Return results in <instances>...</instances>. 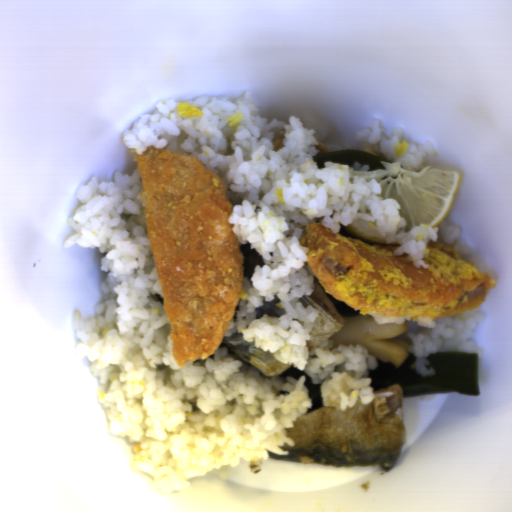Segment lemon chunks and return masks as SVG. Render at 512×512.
<instances>
[{"instance_id": "1", "label": "lemon chunks", "mask_w": 512, "mask_h": 512, "mask_svg": "<svg viewBox=\"0 0 512 512\" xmlns=\"http://www.w3.org/2000/svg\"><path fill=\"white\" fill-rule=\"evenodd\" d=\"M381 162V161H380ZM383 168L373 171H355L359 178L373 179L381 188V200L393 199L400 204L398 215L406 220V232L420 225L439 226L448 215L457 195L462 173L425 166L412 172L400 162H381Z\"/></svg>"}, {"instance_id": "2", "label": "lemon chunks", "mask_w": 512, "mask_h": 512, "mask_svg": "<svg viewBox=\"0 0 512 512\" xmlns=\"http://www.w3.org/2000/svg\"><path fill=\"white\" fill-rule=\"evenodd\" d=\"M343 226L357 241L364 242L367 245H402L398 241L386 242L383 238L379 237L382 233L373 228L369 222L363 218H358Z\"/></svg>"}]
</instances>
